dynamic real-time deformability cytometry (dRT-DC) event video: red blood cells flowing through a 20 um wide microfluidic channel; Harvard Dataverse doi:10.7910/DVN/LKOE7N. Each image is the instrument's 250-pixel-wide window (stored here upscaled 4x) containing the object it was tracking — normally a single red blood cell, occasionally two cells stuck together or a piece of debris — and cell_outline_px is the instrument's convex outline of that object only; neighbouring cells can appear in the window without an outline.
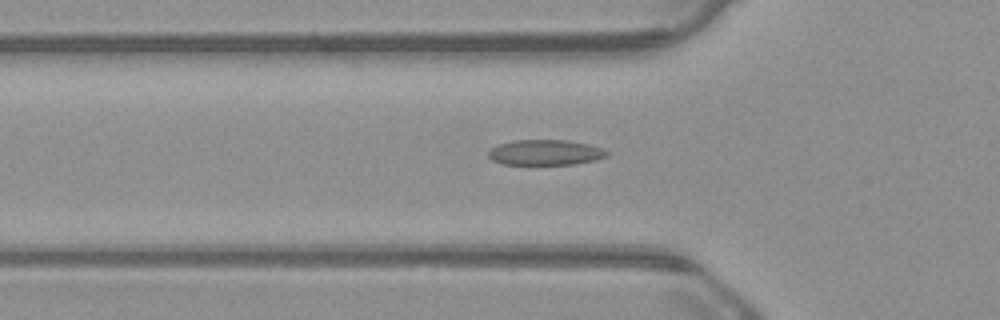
{"species": "common noctule bat (a hibernating species)", "species_latin": "Nyctalus noctula", "temperature_condition": "warm", "stored_images_in_passage": 47, "camera_frame_rate_fps": 3000, "um_per_image_px": 0.085, "animal": {"sex": "male", "body_mass_g": 23.1, "forearm_length_mm": 52.7}, "frame": {"image": 1, "passage_image": 18, "time_ms": 5.667, "image_size_px": [1000, 320], "cell_outline_px": [[608, 156], [596, 160], [576, 164], [504, 164], [492, 160], [488, 156], [488, 152], [496, 144], [512, 140], [564, 140], [588, 144], [600, 148], [608, 152]], "centroid_in_image_um": [46.33, 12.96], "position_along_channel_um": 79.5, "area_um2": 17.51}}
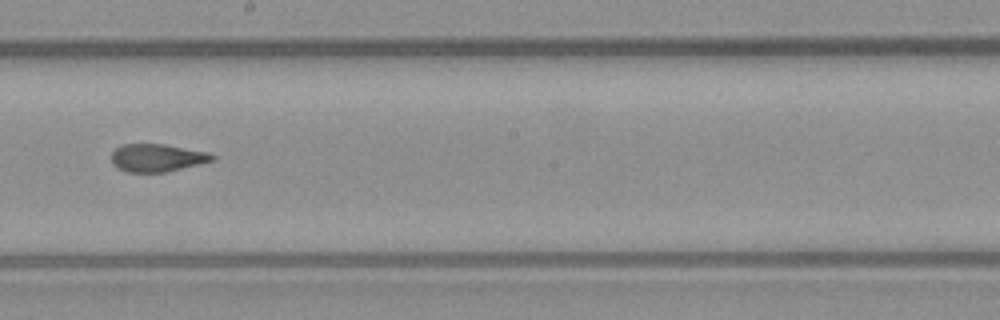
{"frame": {"image": 2, "passage_image": 30, "time_ms": 9.667, "image_size_px": [1000, 320], "cell_outline_px": [[216, 160], [200, 164], [164, 172], [128, 172], [116, 168], [112, 164], [112, 152], [116, 148], [124, 144], [164, 144], [208, 152], [216, 156]], "centroid_in_image_um": [13.36, 13.41], "position_along_channel_um": 234.8, "area_um2": 16.36}}
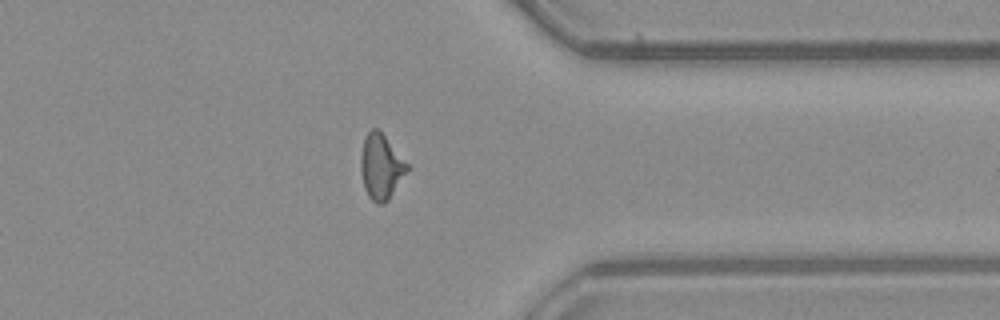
{"frame": {"image": 3, "passage_image": 42, "time_ms": 13.667, "image_size_px": [1000, 320], "cell_outline_px": [[408, 168], [388, 200], [384, 204], [376, 204], [368, 196], [364, 188], [360, 172], [360, 156], [364, 140], [368, 132], [372, 128], [376, 128], [384, 136], [408, 164]], "centroid_in_image_um": [32.34, 14.2], "position_along_channel_um": 379.1, "area_um2": 17.22}}